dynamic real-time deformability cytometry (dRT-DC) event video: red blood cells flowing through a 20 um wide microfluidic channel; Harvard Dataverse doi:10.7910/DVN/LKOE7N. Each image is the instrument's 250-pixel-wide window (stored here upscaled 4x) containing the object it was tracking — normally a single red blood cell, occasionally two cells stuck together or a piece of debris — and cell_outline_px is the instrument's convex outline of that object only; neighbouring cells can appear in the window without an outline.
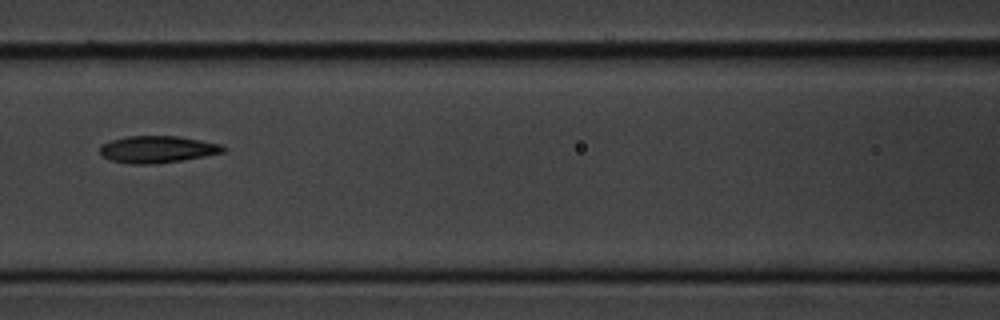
{"species": "common noctule bat (a hibernating species)", "species_latin": "Nyctalus noctula", "temperature_condition": "cold", "stored_images_in_passage": 11, "camera_frame_rate_fps": 3000, "um_per_image_px": 0.085, "animal": {"sex": "male", "body_mass_g": 20.1, "forearm_length_mm": 53.5}, "frame": {"image": 1, "passage_image": 7, "time_ms": 7.667, "image_size_px": [1000, 320], "cell_outline_px": [[228, 148], [224, 152], [204, 156], [156, 164], [128, 164], [112, 160], [104, 156], [100, 152], [100, 148], [104, 144], [112, 140], [128, 136], [176, 136], [200, 140], [220, 144]], "centroid_in_image_um": [13.41, 12.69], "position_along_channel_um": 153.2, "area_um2": 19.13}}
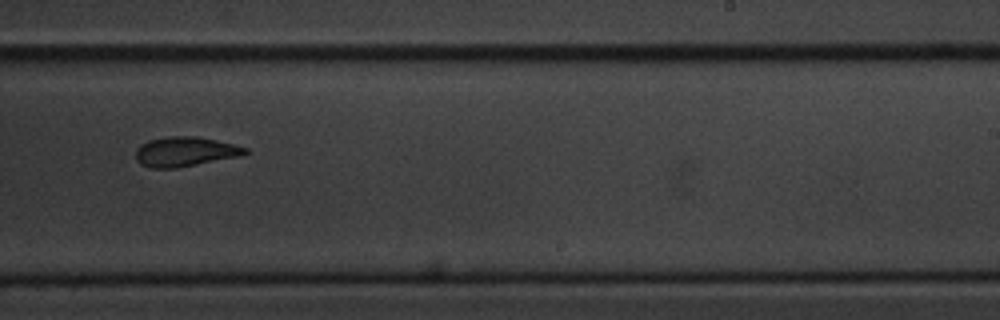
{"frame": {"image": 2, "passage_image": 10, "time_ms": 11.0, "image_size_px": [1000, 320], "cell_outline_px": [[248, 152], [240, 156], [176, 168], [152, 168], [140, 164], [136, 160], [136, 148], [140, 144], [148, 140], [168, 136], [196, 136], [216, 140], [248, 148]], "centroid_in_image_um": [15.69, 12.89], "position_along_channel_um": 273.3, "area_um2": 18.9}}
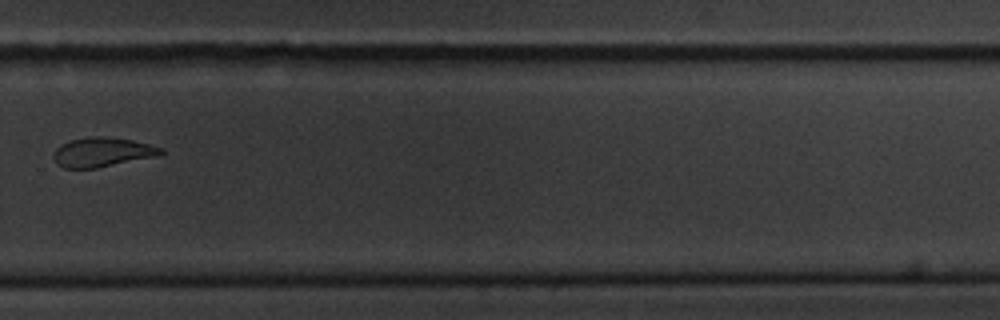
{"frame": {"image": 3, "passage_image": 11, "time_ms": 12.333, "image_size_px": [1000, 320], "cell_outline_px": [[164, 152], [160, 156], [96, 168], [64, 168], [56, 164], [52, 156], [56, 148], [60, 144], [68, 140], [96, 136], [104, 136], [132, 140], [164, 148]], "centroid_in_image_um": [8.69, 12.94], "position_along_channel_um": 321.1, "area_um2": 18.61}}